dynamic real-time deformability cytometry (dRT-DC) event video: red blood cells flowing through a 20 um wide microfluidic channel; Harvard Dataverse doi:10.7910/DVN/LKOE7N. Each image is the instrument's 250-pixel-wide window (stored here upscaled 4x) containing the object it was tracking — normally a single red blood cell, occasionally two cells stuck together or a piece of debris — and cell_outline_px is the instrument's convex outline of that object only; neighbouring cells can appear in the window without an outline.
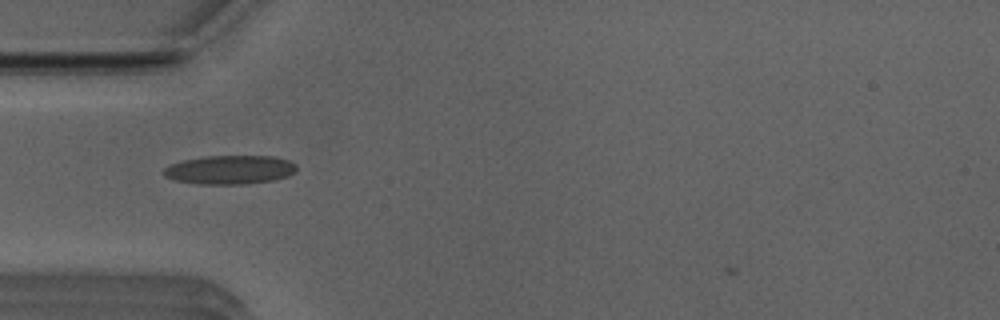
{"species": "Egyptian fruit bat (a non-hibernating species)", "species_latin": "Rousettus aegyptiacus", "temperature_condition": "room temperature", "stored_images_in_passage": 32, "camera_frame_rate_fps": 3000, "um_per_image_px": 0.085, "animal": {"sex": "male"}, "frame": {"image": 1, "passage_image": 1, "time_ms": 0.0, "image_size_px": [1000, 320], "cell_outline_px": [[296, 168], [288, 176], [272, 180], [244, 184], [196, 184], [176, 180], [164, 176], [164, 168], [172, 164], [184, 160], [204, 156], [272, 156], [288, 160], [296, 164]], "centroid_in_image_um": [19.53, 14.43], "position_along_channel_um": 65.5, "area_um2": 22.14}}
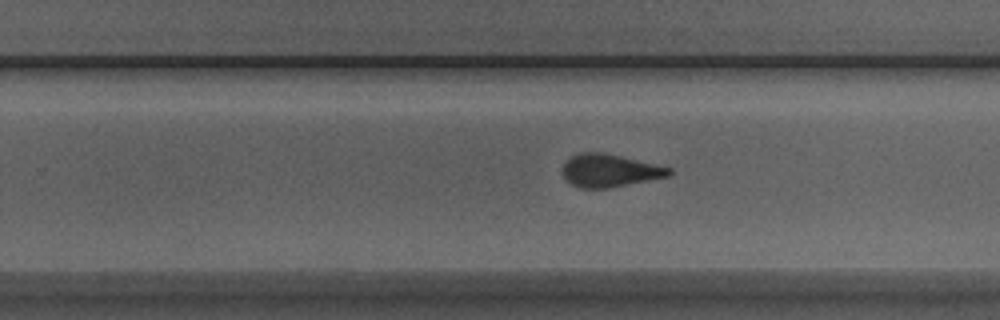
{"frame": {"image": 2, "passage_image": 17, "time_ms": 5.333, "image_size_px": [1000, 320], "cell_outline_px": [[672, 172], [668, 176], [608, 188], [580, 188], [572, 184], [564, 176], [564, 160], [580, 152], [604, 152], [656, 164], [672, 168]], "centroid_in_image_um": [51.81, 14.48], "position_along_channel_um": 278.0, "area_um2": 20.17}}
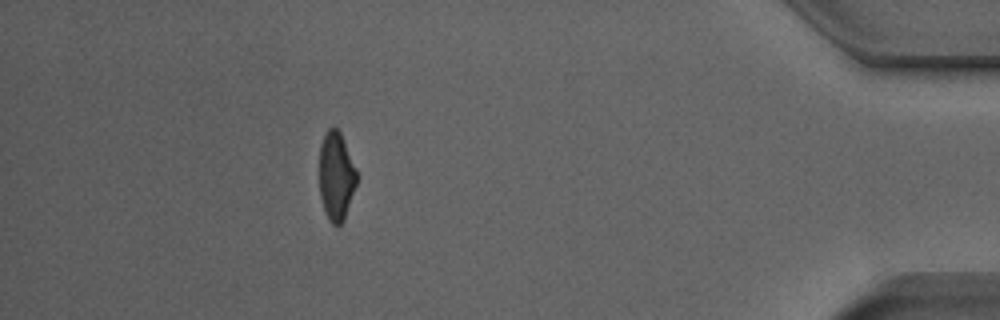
{"frame": {"image": 3, "passage_image": 31, "time_ms": 10.0, "image_size_px": [1000, 320], "cell_outline_px": [[356, 184], [344, 220], [336, 228], [328, 220], [324, 212], [320, 196], [320, 144], [328, 128], [336, 128], [340, 132], [356, 168]], "centroid_in_image_um": [28.56, 15.02], "position_along_channel_um": 406.6, "area_um2": 19.19}}